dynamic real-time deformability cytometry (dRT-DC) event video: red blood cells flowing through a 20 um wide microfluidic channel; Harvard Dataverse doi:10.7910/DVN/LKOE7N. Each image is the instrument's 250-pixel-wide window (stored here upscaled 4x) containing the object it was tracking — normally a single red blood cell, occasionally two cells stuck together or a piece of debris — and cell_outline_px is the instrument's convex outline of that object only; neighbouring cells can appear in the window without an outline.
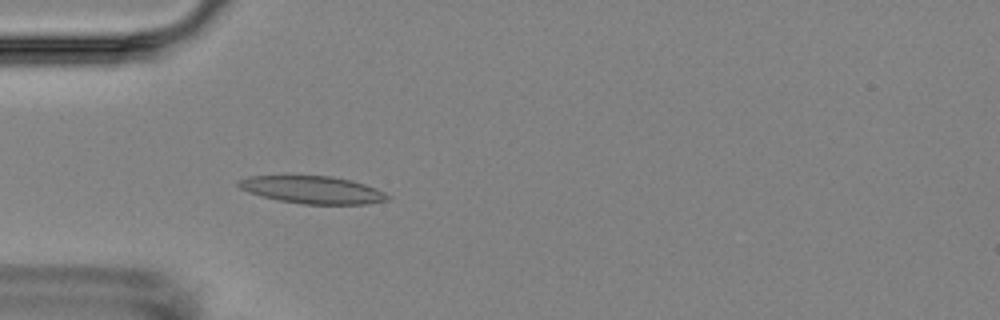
{"species": "Egyptian fruit bat (a non-hibernating species)", "species_latin": "Rousettus aegyptiacus", "temperature_condition": "room temperature", "stored_images_in_passage": 5, "camera_frame_rate_fps": 3000, "um_per_image_px": 0.085, "animal": {"sex": "female"}, "frame": {"image": 1, "passage_image": 5, "time_ms": 5.0, "image_size_px": [1000, 320], "cell_outline_px": [[392, 200], [368, 204], [300, 204], [260, 196], [248, 192], [240, 188], [236, 184], [236, 180], [248, 176], [332, 176], [352, 180], [376, 188], [392, 196]], "centroid_in_image_um": [26.59, 16.14], "position_along_channel_um": 58.4, "area_um2": 24.16}}